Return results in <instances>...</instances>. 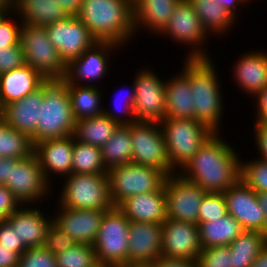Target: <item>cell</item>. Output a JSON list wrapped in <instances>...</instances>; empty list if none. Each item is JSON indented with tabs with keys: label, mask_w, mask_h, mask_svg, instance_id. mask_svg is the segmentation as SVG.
Masks as SVG:
<instances>
[{
	"label": "cell",
	"mask_w": 267,
	"mask_h": 267,
	"mask_svg": "<svg viewBox=\"0 0 267 267\" xmlns=\"http://www.w3.org/2000/svg\"><path fill=\"white\" fill-rule=\"evenodd\" d=\"M226 199L223 193H207L199 207L198 223H205L227 215Z\"/></svg>",
	"instance_id": "41"
},
{
	"label": "cell",
	"mask_w": 267,
	"mask_h": 267,
	"mask_svg": "<svg viewBox=\"0 0 267 267\" xmlns=\"http://www.w3.org/2000/svg\"><path fill=\"white\" fill-rule=\"evenodd\" d=\"M99 147L78 142L73 138L72 173H107Z\"/></svg>",
	"instance_id": "36"
},
{
	"label": "cell",
	"mask_w": 267,
	"mask_h": 267,
	"mask_svg": "<svg viewBox=\"0 0 267 267\" xmlns=\"http://www.w3.org/2000/svg\"><path fill=\"white\" fill-rule=\"evenodd\" d=\"M13 12L22 23L42 27L69 16L55 0H16Z\"/></svg>",
	"instance_id": "29"
},
{
	"label": "cell",
	"mask_w": 267,
	"mask_h": 267,
	"mask_svg": "<svg viewBox=\"0 0 267 267\" xmlns=\"http://www.w3.org/2000/svg\"><path fill=\"white\" fill-rule=\"evenodd\" d=\"M218 66L212 58H184L182 71L190 78L193 94L194 120L209 127L214 133H222L224 117L223 85ZM219 73V74H218Z\"/></svg>",
	"instance_id": "2"
},
{
	"label": "cell",
	"mask_w": 267,
	"mask_h": 267,
	"mask_svg": "<svg viewBox=\"0 0 267 267\" xmlns=\"http://www.w3.org/2000/svg\"><path fill=\"white\" fill-rule=\"evenodd\" d=\"M45 82L26 97L16 100L2 108V119L10 128L31 138L40 120V106L44 100Z\"/></svg>",
	"instance_id": "24"
},
{
	"label": "cell",
	"mask_w": 267,
	"mask_h": 267,
	"mask_svg": "<svg viewBox=\"0 0 267 267\" xmlns=\"http://www.w3.org/2000/svg\"><path fill=\"white\" fill-rule=\"evenodd\" d=\"M57 267H91L97 262L92 245L76 243L55 255Z\"/></svg>",
	"instance_id": "38"
},
{
	"label": "cell",
	"mask_w": 267,
	"mask_h": 267,
	"mask_svg": "<svg viewBox=\"0 0 267 267\" xmlns=\"http://www.w3.org/2000/svg\"><path fill=\"white\" fill-rule=\"evenodd\" d=\"M253 139L255 141V148L258 150V156H254L264 162H267V122L254 123Z\"/></svg>",
	"instance_id": "49"
},
{
	"label": "cell",
	"mask_w": 267,
	"mask_h": 267,
	"mask_svg": "<svg viewBox=\"0 0 267 267\" xmlns=\"http://www.w3.org/2000/svg\"><path fill=\"white\" fill-rule=\"evenodd\" d=\"M5 186L12 192L13 196L24 204H41L48 195H54L55 186L52 187L45 179L39 160L33 153L29 157L19 159L11 166L10 178ZM54 188V191H52ZM47 197V198H46ZM43 201V202H42Z\"/></svg>",
	"instance_id": "12"
},
{
	"label": "cell",
	"mask_w": 267,
	"mask_h": 267,
	"mask_svg": "<svg viewBox=\"0 0 267 267\" xmlns=\"http://www.w3.org/2000/svg\"><path fill=\"white\" fill-rule=\"evenodd\" d=\"M107 176L111 202L118 207L128 197L160 190L168 175L160 169L130 163L108 169Z\"/></svg>",
	"instance_id": "8"
},
{
	"label": "cell",
	"mask_w": 267,
	"mask_h": 267,
	"mask_svg": "<svg viewBox=\"0 0 267 267\" xmlns=\"http://www.w3.org/2000/svg\"><path fill=\"white\" fill-rule=\"evenodd\" d=\"M245 160L241 159L240 178L256 193L267 192V162L254 156Z\"/></svg>",
	"instance_id": "39"
},
{
	"label": "cell",
	"mask_w": 267,
	"mask_h": 267,
	"mask_svg": "<svg viewBox=\"0 0 267 267\" xmlns=\"http://www.w3.org/2000/svg\"><path fill=\"white\" fill-rule=\"evenodd\" d=\"M164 191L167 218L198 225L199 207L207 192L179 173L167 176Z\"/></svg>",
	"instance_id": "15"
},
{
	"label": "cell",
	"mask_w": 267,
	"mask_h": 267,
	"mask_svg": "<svg viewBox=\"0 0 267 267\" xmlns=\"http://www.w3.org/2000/svg\"><path fill=\"white\" fill-rule=\"evenodd\" d=\"M25 64V55L20 44L0 48V74L24 66Z\"/></svg>",
	"instance_id": "46"
},
{
	"label": "cell",
	"mask_w": 267,
	"mask_h": 267,
	"mask_svg": "<svg viewBox=\"0 0 267 267\" xmlns=\"http://www.w3.org/2000/svg\"><path fill=\"white\" fill-rule=\"evenodd\" d=\"M162 224L132 222L129 226L128 264H152L162 256Z\"/></svg>",
	"instance_id": "21"
},
{
	"label": "cell",
	"mask_w": 267,
	"mask_h": 267,
	"mask_svg": "<svg viewBox=\"0 0 267 267\" xmlns=\"http://www.w3.org/2000/svg\"><path fill=\"white\" fill-rule=\"evenodd\" d=\"M153 267H198L197 261L183 258H170L160 256L153 263Z\"/></svg>",
	"instance_id": "51"
},
{
	"label": "cell",
	"mask_w": 267,
	"mask_h": 267,
	"mask_svg": "<svg viewBox=\"0 0 267 267\" xmlns=\"http://www.w3.org/2000/svg\"><path fill=\"white\" fill-rule=\"evenodd\" d=\"M31 139L0 119V157L23 159L33 154Z\"/></svg>",
	"instance_id": "35"
},
{
	"label": "cell",
	"mask_w": 267,
	"mask_h": 267,
	"mask_svg": "<svg viewBox=\"0 0 267 267\" xmlns=\"http://www.w3.org/2000/svg\"><path fill=\"white\" fill-rule=\"evenodd\" d=\"M16 0H0V10H4L7 13L14 11Z\"/></svg>",
	"instance_id": "59"
},
{
	"label": "cell",
	"mask_w": 267,
	"mask_h": 267,
	"mask_svg": "<svg viewBox=\"0 0 267 267\" xmlns=\"http://www.w3.org/2000/svg\"><path fill=\"white\" fill-rule=\"evenodd\" d=\"M20 206L12 192L5 185H0V220H6Z\"/></svg>",
	"instance_id": "48"
},
{
	"label": "cell",
	"mask_w": 267,
	"mask_h": 267,
	"mask_svg": "<svg viewBox=\"0 0 267 267\" xmlns=\"http://www.w3.org/2000/svg\"><path fill=\"white\" fill-rule=\"evenodd\" d=\"M34 206V204L21 205L6 219L28 248L44 246L48 228L53 221L51 214L44 215V211L40 207L37 208V204Z\"/></svg>",
	"instance_id": "23"
},
{
	"label": "cell",
	"mask_w": 267,
	"mask_h": 267,
	"mask_svg": "<svg viewBox=\"0 0 267 267\" xmlns=\"http://www.w3.org/2000/svg\"><path fill=\"white\" fill-rule=\"evenodd\" d=\"M76 16L96 41L113 42L125 49L136 38L133 4L128 0H83Z\"/></svg>",
	"instance_id": "3"
},
{
	"label": "cell",
	"mask_w": 267,
	"mask_h": 267,
	"mask_svg": "<svg viewBox=\"0 0 267 267\" xmlns=\"http://www.w3.org/2000/svg\"><path fill=\"white\" fill-rule=\"evenodd\" d=\"M21 27L22 22L13 11L6 13L0 19V48L17 46L20 44Z\"/></svg>",
	"instance_id": "43"
},
{
	"label": "cell",
	"mask_w": 267,
	"mask_h": 267,
	"mask_svg": "<svg viewBox=\"0 0 267 267\" xmlns=\"http://www.w3.org/2000/svg\"><path fill=\"white\" fill-rule=\"evenodd\" d=\"M18 158L0 157V185H5L10 178L11 166L15 165Z\"/></svg>",
	"instance_id": "54"
},
{
	"label": "cell",
	"mask_w": 267,
	"mask_h": 267,
	"mask_svg": "<svg viewBox=\"0 0 267 267\" xmlns=\"http://www.w3.org/2000/svg\"><path fill=\"white\" fill-rule=\"evenodd\" d=\"M45 29L66 66L97 42L77 16H68L62 21L45 26Z\"/></svg>",
	"instance_id": "16"
},
{
	"label": "cell",
	"mask_w": 267,
	"mask_h": 267,
	"mask_svg": "<svg viewBox=\"0 0 267 267\" xmlns=\"http://www.w3.org/2000/svg\"><path fill=\"white\" fill-rule=\"evenodd\" d=\"M131 145L132 163L160 169L167 175L178 173L169 161L159 122L137 121L131 124Z\"/></svg>",
	"instance_id": "11"
},
{
	"label": "cell",
	"mask_w": 267,
	"mask_h": 267,
	"mask_svg": "<svg viewBox=\"0 0 267 267\" xmlns=\"http://www.w3.org/2000/svg\"><path fill=\"white\" fill-rule=\"evenodd\" d=\"M131 85L132 86L130 88H126V91L124 87L123 89L121 88L120 90H118V92H115V94L118 95L116 98L114 97L115 99L113 101L115 102L114 103L115 105L113 104L114 107L113 106L110 107L113 108V110L107 108L108 106L106 107L104 106V115L109 117L111 120L115 121L119 125H129L137 122L134 114V102H135L134 81L132 82Z\"/></svg>",
	"instance_id": "37"
},
{
	"label": "cell",
	"mask_w": 267,
	"mask_h": 267,
	"mask_svg": "<svg viewBox=\"0 0 267 267\" xmlns=\"http://www.w3.org/2000/svg\"><path fill=\"white\" fill-rule=\"evenodd\" d=\"M255 103L254 123L267 122V86L257 93L253 98Z\"/></svg>",
	"instance_id": "50"
},
{
	"label": "cell",
	"mask_w": 267,
	"mask_h": 267,
	"mask_svg": "<svg viewBox=\"0 0 267 267\" xmlns=\"http://www.w3.org/2000/svg\"><path fill=\"white\" fill-rule=\"evenodd\" d=\"M75 244L73 238L52 221L47 231L44 247L56 255Z\"/></svg>",
	"instance_id": "45"
},
{
	"label": "cell",
	"mask_w": 267,
	"mask_h": 267,
	"mask_svg": "<svg viewBox=\"0 0 267 267\" xmlns=\"http://www.w3.org/2000/svg\"><path fill=\"white\" fill-rule=\"evenodd\" d=\"M120 48L123 47L113 42H95L79 58L66 66L64 80L68 84L99 86V82L109 74L107 72L110 70V62L112 63L110 55L114 54V50H121Z\"/></svg>",
	"instance_id": "14"
},
{
	"label": "cell",
	"mask_w": 267,
	"mask_h": 267,
	"mask_svg": "<svg viewBox=\"0 0 267 267\" xmlns=\"http://www.w3.org/2000/svg\"><path fill=\"white\" fill-rule=\"evenodd\" d=\"M130 220L118 208L104 213L93 247L98 262L127 265Z\"/></svg>",
	"instance_id": "10"
},
{
	"label": "cell",
	"mask_w": 267,
	"mask_h": 267,
	"mask_svg": "<svg viewBox=\"0 0 267 267\" xmlns=\"http://www.w3.org/2000/svg\"><path fill=\"white\" fill-rule=\"evenodd\" d=\"M56 207L57 210L52 216L53 222L70 235L76 243L93 246L106 211L71 209L59 204Z\"/></svg>",
	"instance_id": "20"
},
{
	"label": "cell",
	"mask_w": 267,
	"mask_h": 267,
	"mask_svg": "<svg viewBox=\"0 0 267 267\" xmlns=\"http://www.w3.org/2000/svg\"><path fill=\"white\" fill-rule=\"evenodd\" d=\"M64 183L55 201L62 207L71 209L109 211L114 206L110 199L107 173H72L63 178Z\"/></svg>",
	"instance_id": "5"
},
{
	"label": "cell",
	"mask_w": 267,
	"mask_h": 267,
	"mask_svg": "<svg viewBox=\"0 0 267 267\" xmlns=\"http://www.w3.org/2000/svg\"><path fill=\"white\" fill-rule=\"evenodd\" d=\"M61 81L67 87L76 121L104 114V103H102L104 92L101 86L68 84L64 79Z\"/></svg>",
	"instance_id": "31"
},
{
	"label": "cell",
	"mask_w": 267,
	"mask_h": 267,
	"mask_svg": "<svg viewBox=\"0 0 267 267\" xmlns=\"http://www.w3.org/2000/svg\"><path fill=\"white\" fill-rule=\"evenodd\" d=\"M179 1L137 0L133 4L136 35L147 32L149 35L158 36L168 24Z\"/></svg>",
	"instance_id": "26"
},
{
	"label": "cell",
	"mask_w": 267,
	"mask_h": 267,
	"mask_svg": "<svg viewBox=\"0 0 267 267\" xmlns=\"http://www.w3.org/2000/svg\"><path fill=\"white\" fill-rule=\"evenodd\" d=\"M7 12L4 10H0V19L6 14Z\"/></svg>",
	"instance_id": "62"
},
{
	"label": "cell",
	"mask_w": 267,
	"mask_h": 267,
	"mask_svg": "<svg viewBox=\"0 0 267 267\" xmlns=\"http://www.w3.org/2000/svg\"><path fill=\"white\" fill-rule=\"evenodd\" d=\"M130 1L132 4H134L137 0H128Z\"/></svg>",
	"instance_id": "65"
},
{
	"label": "cell",
	"mask_w": 267,
	"mask_h": 267,
	"mask_svg": "<svg viewBox=\"0 0 267 267\" xmlns=\"http://www.w3.org/2000/svg\"><path fill=\"white\" fill-rule=\"evenodd\" d=\"M91 267H116L115 265L113 264H110V263H104V262H96L93 266Z\"/></svg>",
	"instance_id": "60"
},
{
	"label": "cell",
	"mask_w": 267,
	"mask_h": 267,
	"mask_svg": "<svg viewBox=\"0 0 267 267\" xmlns=\"http://www.w3.org/2000/svg\"><path fill=\"white\" fill-rule=\"evenodd\" d=\"M223 195L227 212L233 216L244 230L259 231L266 234L265 216L260 207L257 193L241 178Z\"/></svg>",
	"instance_id": "17"
},
{
	"label": "cell",
	"mask_w": 267,
	"mask_h": 267,
	"mask_svg": "<svg viewBox=\"0 0 267 267\" xmlns=\"http://www.w3.org/2000/svg\"><path fill=\"white\" fill-rule=\"evenodd\" d=\"M221 134L214 133L178 172L207 193H223L241 177L243 157Z\"/></svg>",
	"instance_id": "1"
},
{
	"label": "cell",
	"mask_w": 267,
	"mask_h": 267,
	"mask_svg": "<svg viewBox=\"0 0 267 267\" xmlns=\"http://www.w3.org/2000/svg\"><path fill=\"white\" fill-rule=\"evenodd\" d=\"M170 76L165 81V118L194 119L190 78L182 70Z\"/></svg>",
	"instance_id": "28"
},
{
	"label": "cell",
	"mask_w": 267,
	"mask_h": 267,
	"mask_svg": "<svg viewBox=\"0 0 267 267\" xmlns=\"http://www.w3.org/2000/svg\"><path fill=\"white\" fill-rule=\"evenodd\" d=\"M250 267H267V243Z\"/></svg>",
	"instance_id": "57"
},
{
	"label": "cell",
	"mask_w": 267,
	"mask_h": 267,
	"mask_svg": "<svg viewBox=\"0 0 267 267\" xmlns=\"http://www.w3.org/2000/svg\"><path fill=\"white\" fill-rule=\"evenodd\" d=\"M119 124L104 114L75 122L74 140L101 148L116 131Z\"/></svg>",
	"instance_id": "33"
},
{
	"label": "cell",
	"mask_w": 267,
	"mask_h": 267,
	"mask_svg": "<svg viewBox=\"0 0 267 267\" xmlns=\"http://www.w3.org/2000/svg\"><path fill=\"white\" fill-rule=\"evenodd\" d=\"M137 68L135 77L134 114L136 121L160 122L165 119V79L151 68Z\"/></svg>",
	"instance_id": "13"
},
{
	"label": "cell",
	"mask_w": 267,
	"mask_h": 267,
	"mask_svg": "<svg viewBox=\"0 0 267 267\" xmlns=\"http://www.w3.org/2000/svg\"><path fill=\"white\" fill-rule=\"evenodd\" d=\"M235 62V64H234ZM233 62L232 76L238 89L253 98L267 86V51L254 50L238 56Z\"/></svg>",
	"instance_id": "22"
},
{
	"label": "cell",
	"mask_w": 267,
	"mask_h": 267,
	"mask_svg": "<svg viewBox=\"0 0 267 267\" xmlns=\"http://www.w3.org/2000/svg\"><path fill=\"white\" fill-rule=\"evenodd\" d=\"M20 45L26 64L37 70L46 80H62L66 65L51 43L45 27L22 23Z\"/></svg>",
	"instance_id": "9"
},
{
	"label": "cell",
	"mask_w": 267,
	"mask_h": 267,
	"mask_svg": "<svg viewBox=\"0 0 267 267\" xmlns=\"http://www.w3.org/2000/svg\"><path fill=\"white\" fill-rule=\"evenodd\" d=\"M2 118V108L0 106V119Z\"/></svg>",
	"instance_id": "64"
},
{
	"label": "cell",
	"mask_w": 267,
	"mask_h": 267,
	"mask_svg": "<svg viewBox=\"0 0 267 267\" xmlns=\"http://www.w3.org/2000/svg\"><path fill=\"white\" fill-rule=\"evenodd\" d=\"M266 243L267 234L244 230L229 247L231 254L253 255L256 258Z\"/></svg>",
	"instance_id": "40"
},
{
	"label": "cell",
	"mask_w": 267,
	"mask_h": 267,
	"mask_svg": "<svg viewBox=\"0 0 267 267\" xmlns=\"http://www.w3.org/2000/svg\"><path fill=\"white\" fill-rule=\"evenodd\" d=\"M233 267H250L255 261L253 255L231 254Z\"/></svg>",
	"instance_id": "56"
},
{
	"label": "cell",
	"mask_w": 267,
	"mask_h": 267,
	"mask_svg": "<svg viewBox=\"0 0 267 267\" xmlns=\"http://www.w3.org/2000/svg\"><path fill=\"white\" fill-rule=\"evenodd\" d=\"M33 153L51 186L56 178L63 179L72 174L73 135L40 141L34 145Z\"/></svg>",
	"instance_id": "19"
},
{
	"label": "cell",
	"mask_w": 267,
	"mask_h": 267,
	"mask_svg": "<svg viewBox=\"0 0 267 267\" xmlns=\"http://www.w3.org/2000/svg\"><path fill=\"white\" fill-rule=\"evenodd\" d=\"M122 267H153L152 264H128Z\"/></svg>",
	"instance_id": "61"
},
{
	"label": "cell",
	"mask_w": 267,
	"mask_h": 267,
	"mask_svg": "<svg viewBox=\"0 0 267 267\" xmlns=\"http://www.w3.org/2000/svg\"><path fill=\"white\" fill-rule=\"evenodd\" d=\"M257 197L259 200L260 207L264 212L265 223H266V234H267V192L257 193Z\"/></svg>",
	"instance_id": "58"
},
{
	"label": "cell",
	"mask_w": 267,
	"mask_h": 267,
	"mask_svg": "<svg viewBox=\"0 0 267 267\" xmlns=\"http://www.w3.org/2000/svg\"><path fill=\"white\" fill-rule=\"evenodd\" d=\"M199 17L202 26L213 38H224L237 21L215 0H188Z\"/></svg>",
	"instance_id": "30"
},
{
	"label": "cell",
	"mask_w": 267,
	"mask_h": 267,
	"mask_svg": "<svg viewBox=\"0 0 267 267\" xmlns=\"http://www.w3.org/2000/svg\"><path fill=\"white\" fill-rule=\"evenodd\" d=\"M246 1H247L248 4L251 5L252 1H254V0H246ZM256 1H257V0H256Z\"/></svg>",
	"instance_id": "63"
},
{
	"label": "cell",
	"mask_w": 267,
	"mask_h": 267,
	"mask_svg": "<svg viewBox=\"0 0 267 267\" xmlns=\"http://www.w3.org/2000/svg\"><path fill=\"white\" fill-rule=\"evenodd\" d=\"M69 16H76L82 6L83 0H55Z\"/></svg>",
	"instance_id": "55"
},
{
	"label": "cell",
	"mask_w": 267,
	"mask_h": 267,
	"mask_svg": "<svg viewBox=\"0 0 267 267\" xmlns=\"http://www.w3.org/2000/svg\"><path fill=\"white\" fill-rule=\"evenodd\" d=\"M19 255L0 244V267H18Z\"/></svg>",
	"instance_id": "52"
},
{
	"label": "cell",
	"mask_w": 267,
	"mask_h": 267,
	"mask_svg": "<svg viewBox=\"0 0 267 267\" xmlns=\"http://www.w3.org/2000/svg\"><path fill=\"white\" fill-rule=\"evenodd\" d=\"M0 244L10 248L19 256L28 248L21 239L18 238L16 229L7 220H0Z\"/></svg>",
	"instance_id": "47"
},
{
	"label": "cell",
	"mask_w": 267,
	"mask_h": 267,
	"mask_svg": "<svg viewBox=\"0 0 267 267\" xmlns=\"http://www.w3.org/2000/svg\"><path fill=\"white\" fill-rule=\"evenodd\" d=\"M118 208L132 222L162 224L167 219L164 186L157 191L128 197Z\"/></svg>",
	"instance_id": "25"
},
{
	"label": "cell",
	"mask_w": 267,
	"mask_h": 267,
	"mask_svg": "<svg viewBox=\"0 0 267 267\" xmlns=\"http://www.w3.org/2000/svg\"><path fill=\"white\" fill-rule=\"evenodd\" d=\"M46 79L27 64L0 74V106L26 97L38 89Z\"/></svg>",
	"instance_id": "27"
},
{
	"label": "cell",
	"mask_w": 267,
	"mask_h": 267,
	"mask_svg": "<svg viewBox=\"0 0 267 267\" xmlns=\"http://www.w3.org/2000/svg\"><path fill=\"white\" fill-rule=\"evenodd\" d=\"M75 122L66 85L61 80H46L40 120L30 138L33 146L43 140L73 135Z\"/></svg>",
	"instance_id": "4"
},
{
	"label": "cell",
	"mask_w": 267,
	"mask_h": 267,
	"mask_svg": "<svg viewBox=\"0 0 267 267\" xmlns=\"http://www.w3.org/2000/svg\"><path fill=\"white\" fill-rule=\"evenodd\" d=\"M198 267H233L229 245L203 248L197 258Z\"/></svg>",
	"instance_id": "42"
},
{
	"label": "cell",
	"mask_w": 267,
	"mask_h": 267,
	"mask_svg": "<svg viewBox=\"0 0 267 267\" xmlns=\"http://www.w3.org/2000/svg\"><path fill=\"white\" fill-rule=\"evenodd\" d=\"M171 166L179 172L199 148L214 134L194 119L165 118L159 122Z\"/></svg>",
	"instance_id": "6"
},
{
	"label": "cell",
	"mask_w": 267,
	"mask_h": 267,
	"mask_svg": "<svg viewBox=\"0 0 267 267\" xmlns=\"http://www.w3.org/2000/svg\"><path fill=\"white\" fill-rule=\"evenodd\" d=\"M202 248L230 245L244 229L230 214L213 221L198 223Z\"/></svg>",
	"instance_id": "32"
},
{
	"label": "cell",
	"mask_w": 267,
	"mask_h": 267,
	"mask_svg": "<svg viewBox=\"0 0 267 267\" xmlns=\"http://www.w3.org/2000/svg\"><path fill=\"white\" fill-rule=\"evenodd\" d=\"M162 256L197 261L203 249L199 226L167 218L162 223Z\"/></svg>",
	"instance_id": "18"
},
{
	"label": "cell",
	"mask_w": 267,
	"mask_h": 267,
	"mask_svg": "<svg viewBox=\"0 0 267 267\" xmlns=\"http://www.w3.org/2000/svg\"><path fill=\"white\" fill-rule=\"evenodd\" d=\"M219 3L226 11L231 14L236 20L241 12H238L242 7L246 8L245 5H249L246 0H215ZM240 9H239V8Z\"/></svg>",
	"instance_id": "53"
},
{
	"label": "cell",
	"mask_w": 267,
	"mask_h": 267,
	"mask_svg": "<svg viewBox=\"0 0 267 267\" xmlns=\"http://www.w3.org/2000/svg\"><path fill=\"white\" fill-rule=\"evenodd\" d=\"M156 37H162L166 40L170 38L169 40H173L172 42L176 45L183 44L185 47L187 46L189 49L188 51L186 50L187 53L184 58L212 57L207 45L211 36L202 26L199 17L188 0L179 1L174 12L170 16L168 24Z\"/></svg>",
	"instance_id": "7"
},
{
	"label": "cell",
	"mask_w": 267,
	"mask_h": 267,
	"mask_svg": "<svg viewBox=\"0 0 267 267\" xmlns=\"http://www.w3.org/2000/svg\"><path fill=\"white\" fill-rule=\"evenodd\" d=\"M100 150L102 161L107 170L132 163L131 124L119 125Z\"/></svg>",
	"instance_id": "34"
},
{
	"label": "cell",
	"mask_w": 267,
	"mask_h": 267,
	"mask_svg": "<svg viewBox=\"0 0 267 267\" xmlns=\"http://www.w3.org/2000/svg\"><path fill=\"white\" fill-rule=\"evenodd\" d=\"M18 267H57L55 254L44 246L27 248L19 257Z\"/></svg>",
	"instance_id": "44"
}]
</instances>
